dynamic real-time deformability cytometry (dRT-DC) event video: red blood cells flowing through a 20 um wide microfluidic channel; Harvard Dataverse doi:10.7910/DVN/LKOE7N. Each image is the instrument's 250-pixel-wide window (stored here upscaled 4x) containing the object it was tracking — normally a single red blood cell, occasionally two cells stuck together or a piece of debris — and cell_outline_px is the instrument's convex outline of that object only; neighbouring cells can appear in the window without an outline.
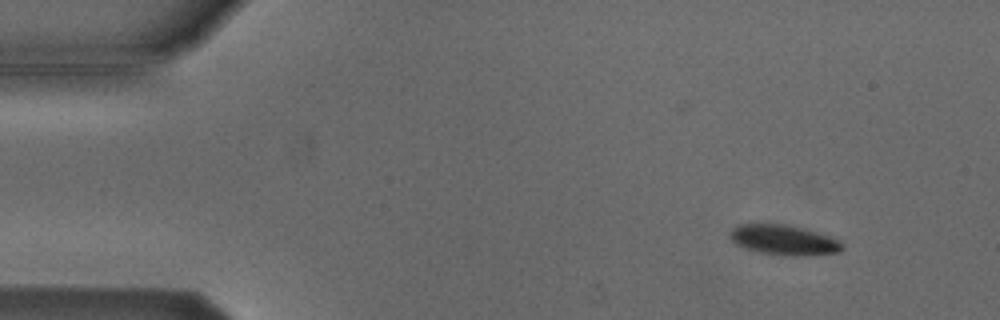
{"species": "Egyptian fruit bat (a non-hibernating species)", "species_latin": "Rousettus aegyptiacus", "temperature_condition": "cold", "stored_images_in_passage": 12, "camera_frame_rate_fps": 3000, "um_per_image_px": 0.085, "animal": {"sex": "male"}, "frame": {"image": 1, "passage_image": 5, "time_ms": 1.333, "image_size_px": [1000, 320], "cell_outline_px": [[844, 248], [840, 252], [812, 256], [784, 256], [760, 252], [744, 248], [736, 244], [728, 236], [728, 232], [736, 224], [752, 220], [784, 224], [816, 232], [828, 236], [844, 244]], "centroid_in_image_um": [66.52, 20.37], "position_along_channel_um": 18.5, "area_um2": 20.52}}